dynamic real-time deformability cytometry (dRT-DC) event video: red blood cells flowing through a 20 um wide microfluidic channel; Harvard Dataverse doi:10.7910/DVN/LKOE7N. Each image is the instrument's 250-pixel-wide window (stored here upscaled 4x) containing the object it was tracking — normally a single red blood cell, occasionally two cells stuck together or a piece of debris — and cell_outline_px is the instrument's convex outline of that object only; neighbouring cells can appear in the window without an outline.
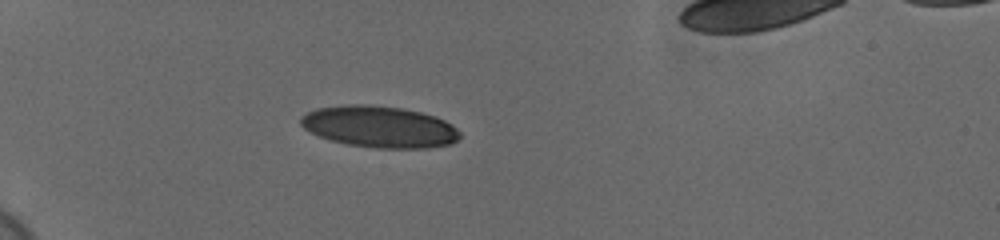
{"species": "human", "species_latin": "Homo sapiens", "temperature_condition": "cold", "stored_images_in_passage": 6, "camera_frame_rate_fps": 3000, "um_per_image_px": 0.085, "donor": {"sex": "female"}, "frame": {"image": 1, "passage_image": 1, "time_ms": 0.0, "image_size_px": [1000, 240], "cell_outline_px": [[460, 136], [452, 144], [428, 148], [376, 148], [348, 144], [332, 140], [320, 136], [304, 128], [300, 124], [300, 116], [316, 108], [344, 104], [368, 104], [400, 108], [420, 112], [436, 116], [452, 124], [460, 132]], "centroid_in_image_um": [32.26, 10.77], "position_along_channel_um": 52.7, "area_um2": 38.55}}
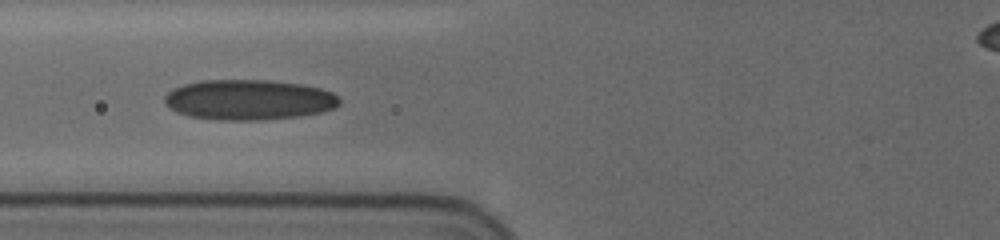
{"frame": {"image": 2, "passage_image": 4, "time_ms": 1.0, "image_size_px": [1000, 240], "cell_outline_px": [[340, 104], [336, 108], [320, 112], [296, 116], [260, 120], [216, 120], [188, 116], [176, 112], [168, 108], [164, 104], [164, 96], [172, 88], [184, 84], [200, 80], [268, 80], [300, 84], [320, 88], [332, 92], [340, 100]], "centroid_in_image_um": [21.09, 8.48], "position_along_channel_um": 104.7, "area_um2": 41.27}}
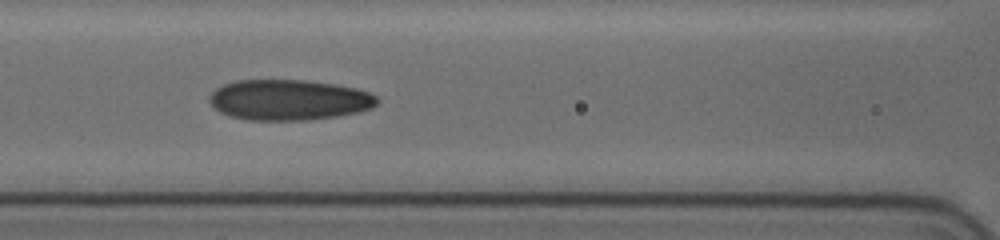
{"frame": {"image": 3, "passage_image": 5, "time_ms": 1.333, "image_size_px": [1000, 240], "cell_outline_px": [[380, 100], [372, 108], [356, 112], [336, 116], [308, 120], [244, 120], [228, 116], [220, 112], [208, 100], [208, 96], [216, 88], [224, 84], [236, 80], [304, 80], [332, 84], [356, 88], [368, 92], [376, 96]], "centroid_in_image_um": [24.53, 8.49], "position_along_channel_um": 142.1, "area_um2": 39.71}}